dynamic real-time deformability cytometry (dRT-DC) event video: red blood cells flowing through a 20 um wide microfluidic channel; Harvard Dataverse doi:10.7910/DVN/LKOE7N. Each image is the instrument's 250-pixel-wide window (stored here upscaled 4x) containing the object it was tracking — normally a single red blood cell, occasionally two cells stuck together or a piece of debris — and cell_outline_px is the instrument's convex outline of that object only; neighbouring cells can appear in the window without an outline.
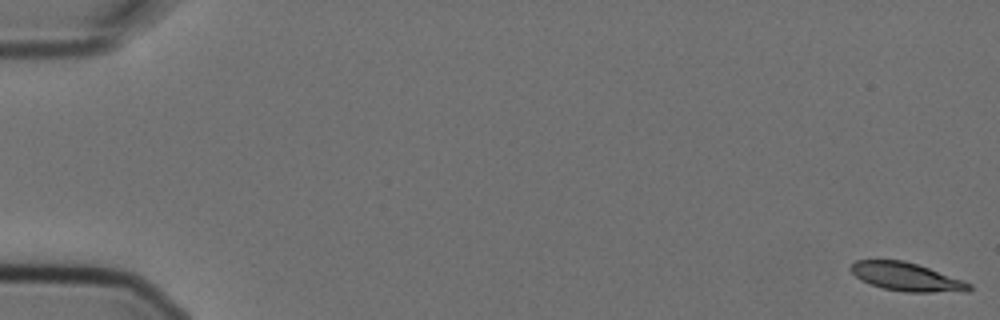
{"species": "Egyptian fruit bat (a non-hibernating species)", "species_latin": "Rousettus aegyptiacus", "temperature_condition": "cold", "stored_images_in_passage": 5, "camera_frame_rate_fps": 3000, "um_per_image_px": 0.085, "animal": {"sex": "female"}, "frame": {"image": 1, "passage_image": 1, "time_ms": 0.0, "image_size_px": [1000, 320], "cell_outline_px": [[972, 288], [968, 292], [904, 292], [884, 288], [860, 280], [848, 268], [856, 260], [904, 260], [928, 268], [972, 284]], "centroid_in_image_um": [77.05, 23.54], "position_along_channel_um": 8.0, "area_um2": 19.36}}
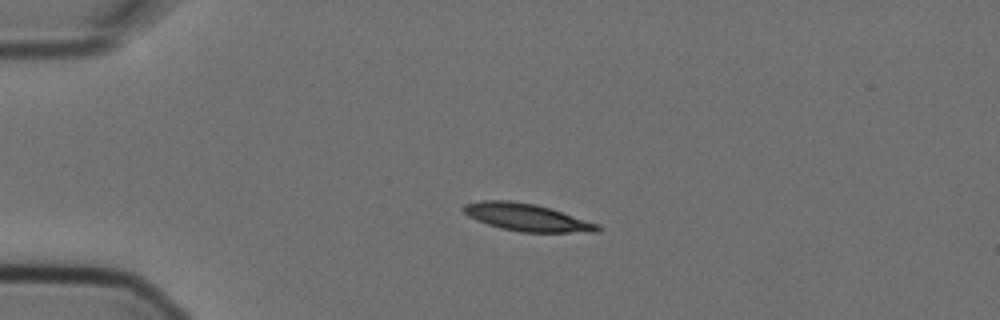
{"frame": {"image": 2, "passage_image": 4, "time_ms": 1.0, "image_size_px": [1000, 320], "cell_outline_px": [[600, 232], [520, 232], [500, 228], [476, 220], [468, 216], [460, 208], [464, 204], [480, 200], [508, 200], [536, 204], [600, 224]], "centroid_in_image_um": [44.75, 18.47], "position_along_channel_um": 40.3, "area_um2": 21.44}}